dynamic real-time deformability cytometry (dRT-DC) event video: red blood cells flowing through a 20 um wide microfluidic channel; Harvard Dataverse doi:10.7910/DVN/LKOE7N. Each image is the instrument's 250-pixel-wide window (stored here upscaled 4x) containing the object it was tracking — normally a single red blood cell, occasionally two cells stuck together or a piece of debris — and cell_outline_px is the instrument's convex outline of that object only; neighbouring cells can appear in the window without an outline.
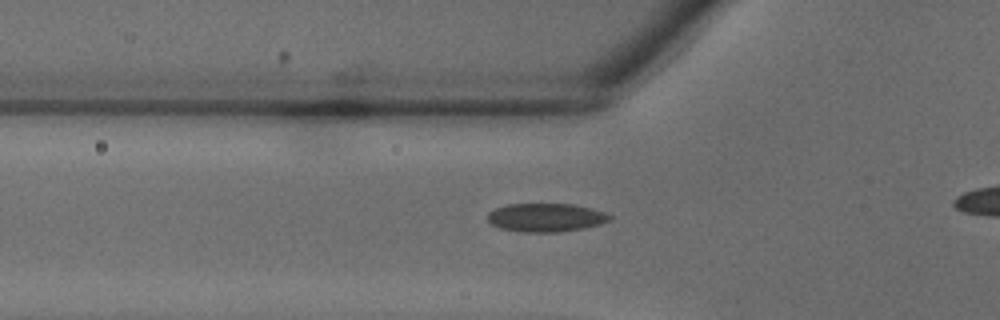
{"species": "common noctule bat (a hibernating species)", "species_latin": "Nyctalus noctula", "temperature_condition": "warm", "stored_images_in_passage": 23, "camera_frame_rate_fps": 3000, "um_per_image_px": 0.085, "animal": {"sex": "male", "body_mass_g": 18.8}, "frame": {"image": 1, "passage_image": 3, "time_ms": 0.667, "image_size_px": [1000, 320], "cell_outline_px": [[612, 220], [600, 224], [584, 228], [560, 232], [520, 232], [500, 228], [492, 224], [488, 220], [488, 212], [496, 208], [508, 204], [572, 204], [592, 208], [604, 212], [612, 216]], "centroid_in_image_um": [46.42, 18.49], "position_along_channel_um": 79.4, "area_um2": 20.35}}
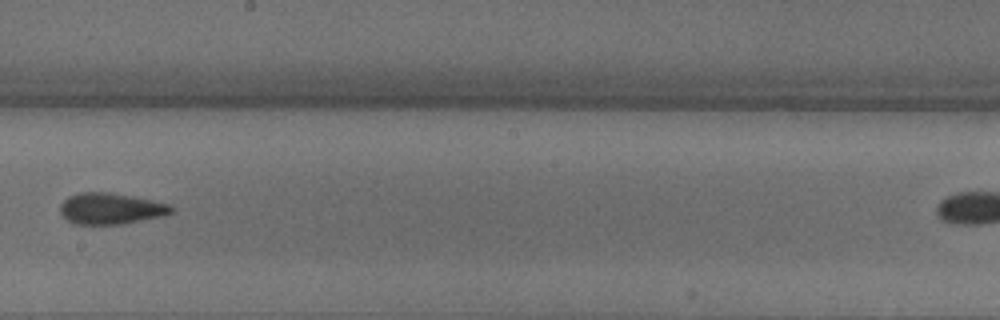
{"frame": {"image": 2, "passage_image": 12, "time_ms": 3.667, "image_size_px": [1000, 320], "cell_outline_px": [[176, 208], [172, 212], [164, 216], [120, 224], [76, 224], [68, 220], [60, 212], [60, 204], [68, 196], [80, 192], [108, 192], [132, 196], [172, 204]], "centroid_in_image_um": [9.45, 17.72], "position_along_channel_um": 238.8, "area_um2": 20.29}}
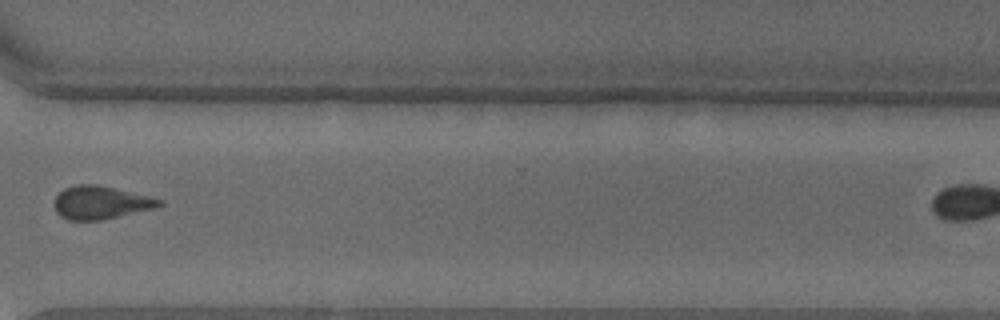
{"frame": {"image": 3, "passage_image": 19, "time_ms": 6.0, "image_size_px": [1000, 320], "cell_outline_px": [[164, 204], [156, 208], [100, 220], [68, 220], [60, 216], [56, 212], [52, 204], [52, 200], [64, 188], [76, 184], [96, 184], [148, 196], [164, 200]], "centroid_in_image_um": [8.52, 17.22], "position_along_channel_um": 362.1, "area_um2": 20.35}}